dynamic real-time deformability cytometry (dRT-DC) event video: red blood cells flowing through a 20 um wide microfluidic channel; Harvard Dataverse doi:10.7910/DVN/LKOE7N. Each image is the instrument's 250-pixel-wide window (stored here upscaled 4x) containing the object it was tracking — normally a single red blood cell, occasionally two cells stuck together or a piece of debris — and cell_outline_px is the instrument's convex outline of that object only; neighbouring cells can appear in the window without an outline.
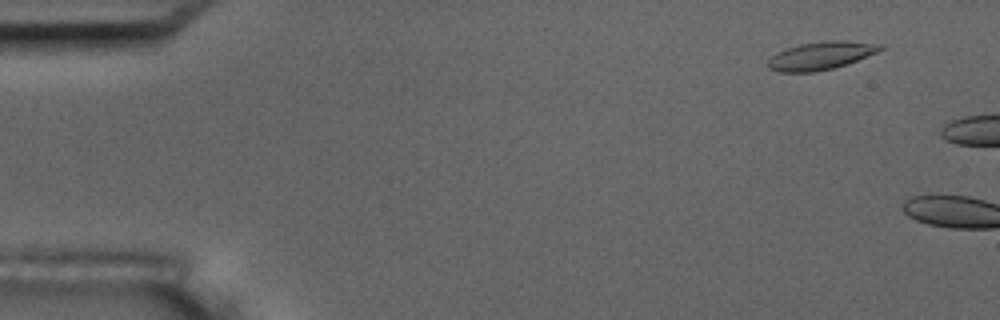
{"species": "common noctule bat (a hibernating species)", "species_latin": "Nyctalus noctula", "temperature_condition": "room temperature", "stored_images_in_passage": 3, "camera_frame_rate_fps": 3000, "um_per_image_px": 0.085, "animal": {"sex": "male", "body_mass_g": 17.5, "forearm_length_mm": 52.3}, "frame": {"image": 1, "passage_image": 2, "time_ms": 1.333, "image_size_px": [1000, 320], "cell_outline_px": [[884, 48], [876, 52], [856, 60], [832, 68], [812, 72], [780, 72], [768, 68], [764, 64], [776, 52], [784, 48], [800, 44], [828, 40], [844, 40], [884, 44]], "centroid_in_image_um": [69.72, 4.72], "position_along_channel_um": 15.3, "area_um2": 18.32}}